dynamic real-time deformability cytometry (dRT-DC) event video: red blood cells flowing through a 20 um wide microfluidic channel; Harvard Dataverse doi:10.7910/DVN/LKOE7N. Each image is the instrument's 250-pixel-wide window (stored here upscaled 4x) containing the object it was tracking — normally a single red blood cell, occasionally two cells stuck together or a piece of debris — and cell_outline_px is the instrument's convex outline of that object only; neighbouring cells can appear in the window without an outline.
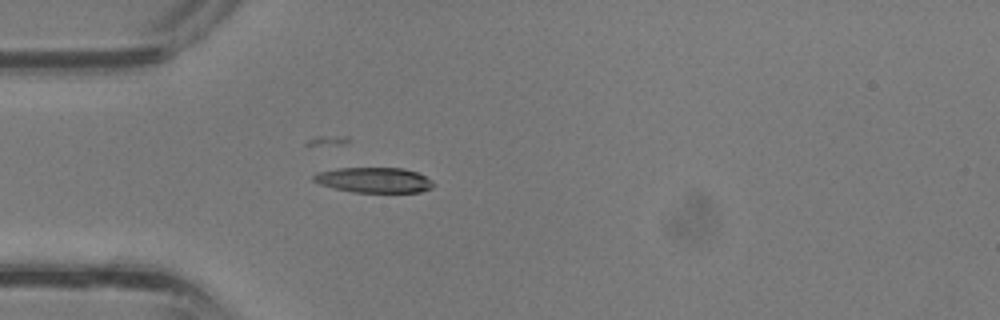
{"species": "common noctule bat (a hibernating species)", "species_latin": "Nyctalus noctula", "temperature_condition": "room temperature", "stored_images_in_passage": 29, "camera_frame_rate_fps": 3000, "um_per_image_px": 0.085, "animal": {"sex": "male", "body_mass_g": 13.3}, "frame": {"image": 1, "passage_image": 6, "time_ms": 1.667, "image_size_px": [1000, 320], "cell_outline_px": [[436, 184], [432, 188], [420, 192], [352, 192], [320, 184], [312, 180], [312, 176], [316, 172], [336, 168], [404, 168], [416, 172], [432, 180]], "centroid_in_image_um": [31.79, 15.3], "position_along_channel_um": 53.2, "area_um2": 17.69}}
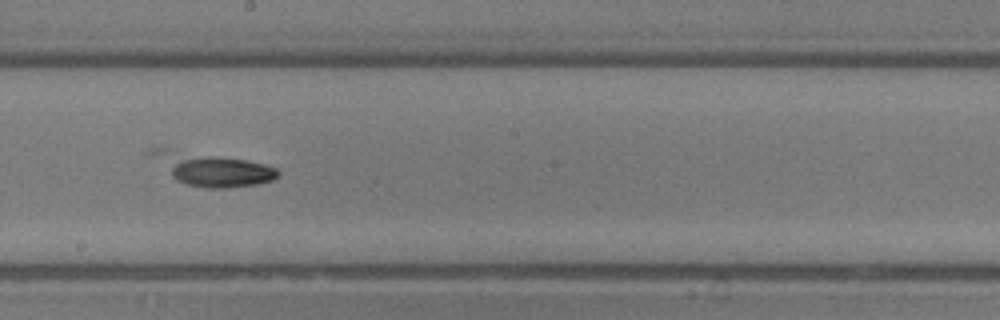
{"frame": {"image": 2, "passage_image": 16, "time_ms": 5.0, "image_size_px": [1000, 320], "cell_outline_px": [[280, 172], [272, 180], [256, 184], [228, 188], [208, 188], [188, 184], [176, 180], [172, 176], [172, 168], [176, 164], [184, 160], [208, 156], [248, 160], [264, 164], [276, 168]], "centroid_in_image_um": [18.91, 14.65], "position_along_channel_um": 229.3, "area_um2": 18.55}}
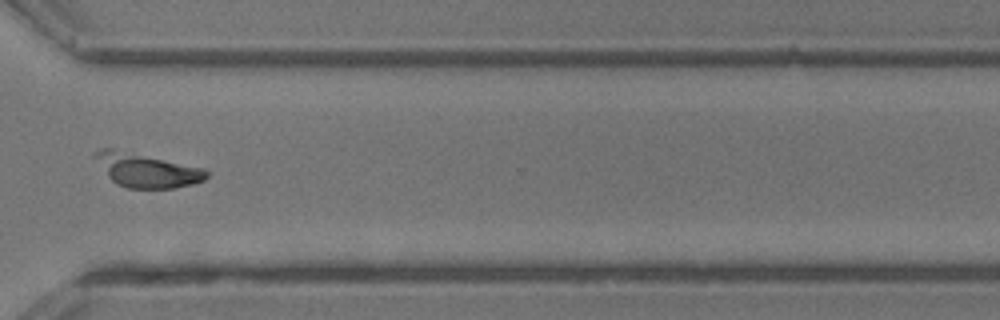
{"frame": {"image": 3, "passage_image": 23, "time_ms": 7.333, "image_size_px": [1000, 320], "cell_outline_px": [[208, 176], [204, 180], [192, 184], [172, 188], [128, 188], [116, 184], [108, 176], [92, 156], [100, 148], [108, 148], [204, 168], [208, 172]], "centroid_in_image_um": [12.46, 14.49], "position_along_channel_um": 358.1, "area_um2": 21.44}}